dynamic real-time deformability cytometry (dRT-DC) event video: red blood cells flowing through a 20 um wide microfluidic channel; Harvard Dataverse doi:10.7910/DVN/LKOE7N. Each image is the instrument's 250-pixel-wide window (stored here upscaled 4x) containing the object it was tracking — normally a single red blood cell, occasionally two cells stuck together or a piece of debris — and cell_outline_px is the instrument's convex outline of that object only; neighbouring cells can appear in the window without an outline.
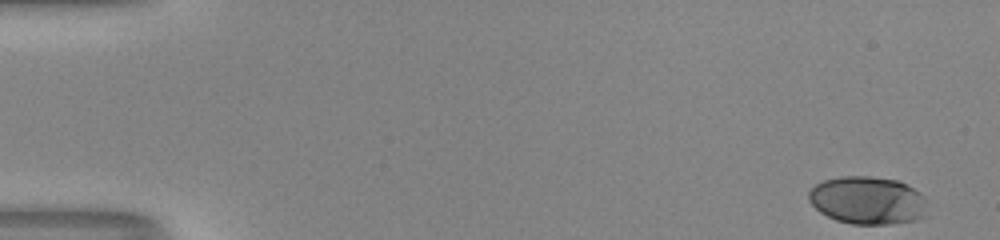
{"species": "human", "species_latin": "Homo sapiens", "temperature_condition": "room temperature", "stored_images_in_passage": 52, "camera_frame_rate_fps": 3000, "um_per_image_px": 0.085, "donor": {"sex": "male"}, "frame": {"image": 1, "passage_image": 1, "time_ms": 0.0, "image_size_px": [1000, 240], "cell_outline_px": [[928, 200], [924, 216], [916, 220], [888, 224], [852, 224], [836, 220], [820, 212], [808, 200], [808, 192], [816, 184], [824, 180], [840, 176], [868, 176], [896, 180], [920, 192]], "centroid_in_image_um": [73.75, 17.03], "position_along_channel_um": 11.3, "area_um2": 33.12}}
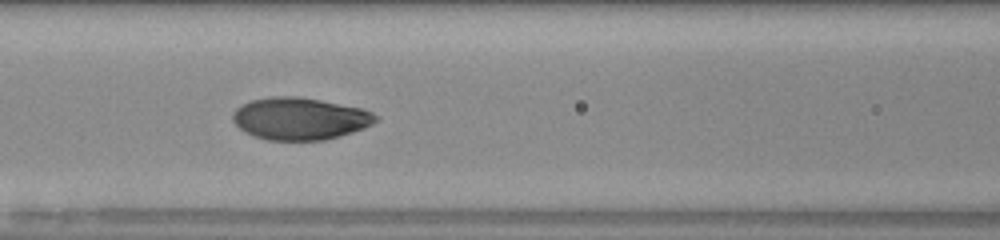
{"frame": {"image": 2, "passage_image": 23, "time_ms": 7.333, "image_size_px": [1000, 240], "cell_outline_px": [[380, 120], [364, 128], [340, 136], [324, 140], [268, 140], [244, 132], [232, 120], [232, 112], [240, 104], [252, 100], [272, 96], [296, 96], [320, 100], [364, 108], [380, 116]], "centroid_in_image_um": [25.51, 10.07], "position_along_channel_um": 141.1, "area_um2": 35.43}}
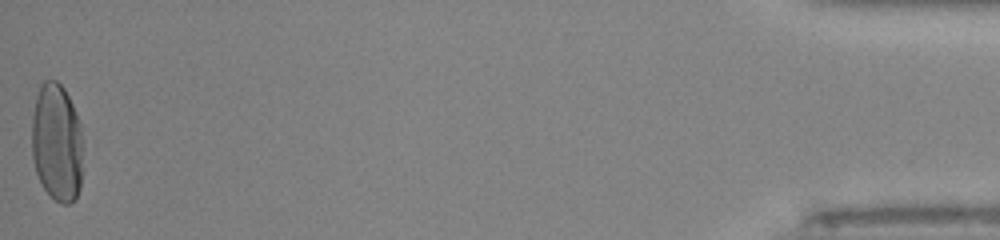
{"frame": {"image": 3, "passage_image": 52, "time_ms": 17.0, "image_size_px": [1000, 240], "cell_outline_px": [[84, 144], [80, 188], [72, 204], [60, 204], [44, 188], [36, 172], [32, 156], [32, 116], [36, 96], [40, 84], [44, 80], [56, 80], [64, 88], [72, 104], [80, 124]], "centroid_in_image_um": [4.85, 12.12], "position_along_channel_um": 430.3, "area_um2": 35.78}, "authors_computed_cell_mechanics": {"area_um2": 34.7089, "velocity_mm_per_s": 3.9812, "shape_relaxation_time_tau1_ms": 3.9256, "shape_relaxation_time_tau2_ms": null, "deformation_change_tau1": 0.179, "deformation_change_tau2": null}}